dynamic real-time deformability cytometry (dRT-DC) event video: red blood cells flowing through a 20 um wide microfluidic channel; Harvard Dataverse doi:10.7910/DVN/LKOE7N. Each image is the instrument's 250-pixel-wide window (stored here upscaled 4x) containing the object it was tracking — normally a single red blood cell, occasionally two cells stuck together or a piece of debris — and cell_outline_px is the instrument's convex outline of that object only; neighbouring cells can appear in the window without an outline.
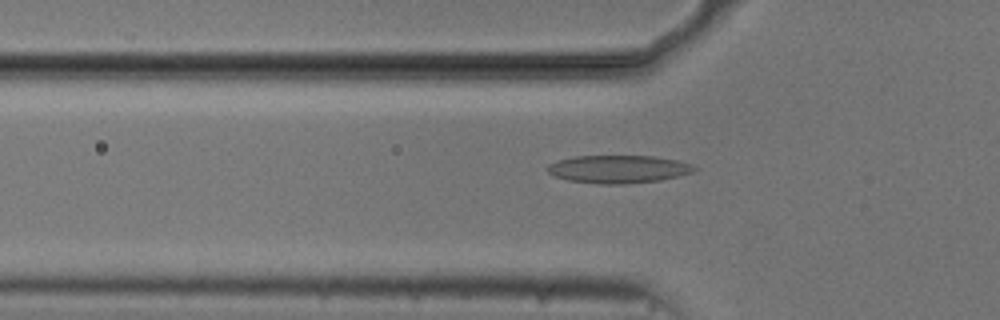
{"species": "common noctule bat (a hibernating species)", "species_latin": "Nyctalus noctula", "temperature_condition": "cold", "stored_images_in_passage": 53, "camera_frame_rate_fps": 3000, "um_per_image_px": 0.085, "animal": {"sex": "male", "body_mass_g": 20.5, "forearm_length_mm": 52.5}, "frame": {"image": 1, "passage_image": 17, "time_ms": 5.333, "image_size_px": [1000, 320], "cell_outline_px": [[696, 168], [692, 172], [660, 180], [620, 184], [600, 184], [568, 180], [556, 176], [548, 172], [548, 164], [560, 160], [576, 156], [652, 156], [676, 160], [692, 164]], "centroid_in_image_um": [52.55, 14.37], "position_along_channel_um": 73.2, "area_um2": 23.47}}
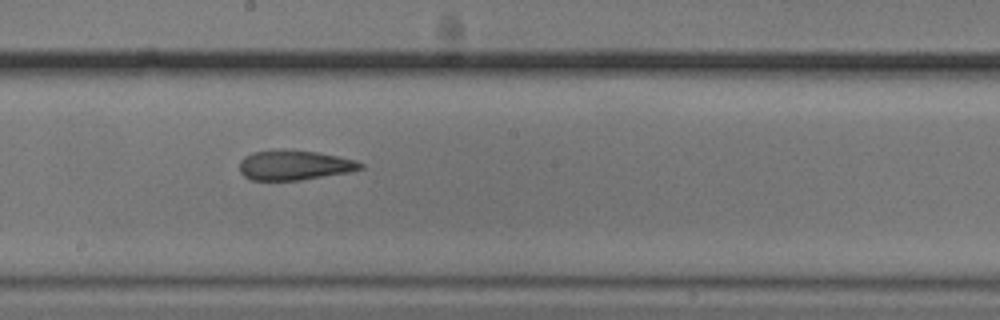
{"frame": {"image": 2, "passage_image": 29, "time_ms": 9.333, "image_size_px": [1000, 320], "cell_outline_px": [[364, 168], [352, 172], [300, 180], [252, 180], [244, 176], [240, 172], [240, 160], [244, 156], [252, 152], [280, 148], [292, 148], [316, 152], [356, 160], [364, 164]], "centroid_in_image_um": [25.02, 14.02], "position_along_channel_um": 223.2, "area_um2": 21.5}}
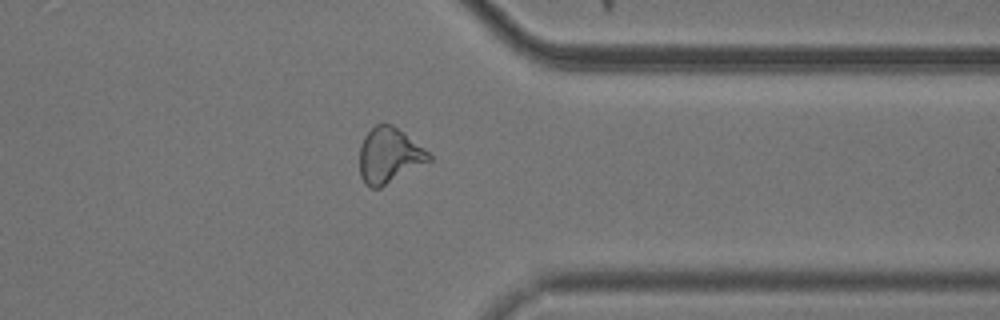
{"frame": {"image": 3, "passage_image": 42, "time_ms": 13.667, "image_size_px": [1000, 320], "cell_outline_px": [[432, 160], [380, 188], [372, 188], [364, 184], [360, 176], [360, 144], [364, 136], [376, 124], [392, 124], [404, 132], [428, 152], [432, 156]], "centroid_in_image_um": [33.06, 13.22], "position_along_channel_um": 378.3, "area_um2": 22.37}, "authors_computed_cell_mechanics": {"area_um2": 22.7154, "velocity_mm_per_s": 3.7211, "shape_relaxation_time_tau1_ms": null, "shape_relaxation_time_tau2_ms": 1.9375, "deformation_change_tau1": null, "deformation_change_tau2": 0.1088}}